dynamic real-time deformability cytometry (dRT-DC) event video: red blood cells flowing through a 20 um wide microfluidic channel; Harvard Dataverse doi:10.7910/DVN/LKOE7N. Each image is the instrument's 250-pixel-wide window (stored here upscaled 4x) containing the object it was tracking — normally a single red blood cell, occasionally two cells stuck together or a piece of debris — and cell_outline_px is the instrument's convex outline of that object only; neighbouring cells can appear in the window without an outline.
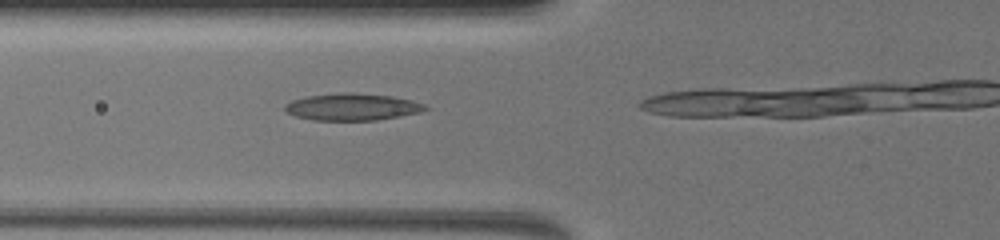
{"species": "common noctule bat (a hibernating species)", "species_latin": "Nyctalus noctula", "temperature_condition": "warm", "stored_images_in_passage": 12, "camera_frame_rate_fps": 3000, "um_per_image_px": 0.085, "animal": {"sex": "female", "body_mass_g": 19.5, "forearm_length_mm": 54.1}, "frame": {"image": 1, "passage_image": 9, "time_ms": 2.667, "image_size_px": [1000, 240], "cell_outline_px": [[428, 108], [420, 112], [400, 116], [376, 120], [312, 120], [296, 116], [288, 112], [284, 108], [284, 104], [292, 100], [308, 96], [340, 92], [352, 92], [392, 96], [412, 100], [424, 104]], "centroid_in_image_um": [29.93, 9.08], "position_along_channel_um": 95.9, "area_um2": 22.02}}